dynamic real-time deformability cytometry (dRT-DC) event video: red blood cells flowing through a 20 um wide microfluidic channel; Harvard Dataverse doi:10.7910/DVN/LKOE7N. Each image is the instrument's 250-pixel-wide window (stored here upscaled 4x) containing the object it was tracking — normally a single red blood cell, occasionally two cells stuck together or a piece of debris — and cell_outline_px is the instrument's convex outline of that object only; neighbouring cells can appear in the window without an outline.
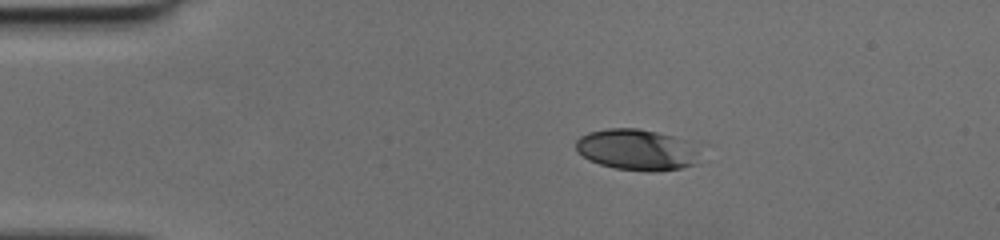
{"species": "human", "species_latin": "Homo sapiens", "temperature_condition": "cold", "stored_images_in_passage": 40, "camera_frame_rate_fps": 3000, "um_per_image_px": 0.085, "donor": {"sex": "female"}, "frame": {"image": 1, "passage_image": 1, "time_ms": 0.0, "image_size_px": [1000, 240], "cell_outline_px": [[696, 164], [680, 168], [656, 172], [648, 172], [616, 168], [600, 164], [588, 160], [576, 148], [576, 140], [580, 136], [588, 132], [608, 128], [636, 128], [656, 132], [672, 136], [696, 152]], "centroid_in_image_um": [54.01, 12.74], "position_along_channel_um": 31.0, "area_um2": 28.84}}
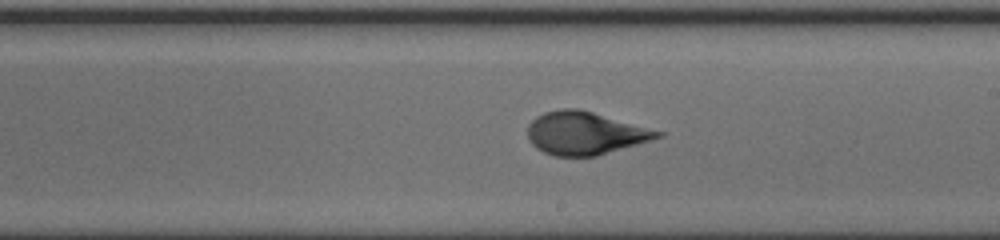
{"frame": {"image": 2, "passage_image": 20, "time_ms": 6.333, "image_size_px": [1000, 240], "cell_outline_px": [[664, 136], [596, 156], [552, 156], [536, 148], [532, 144], [528, 136], [528, 124], [536, 116], [544, 112], [560, 108], [576, 108], [592, 112], [664, 132]], "centroid_in_image_um": [49.69, 11.32], "position_along_channel_um": 239.3, "area_um2": 32.25}}
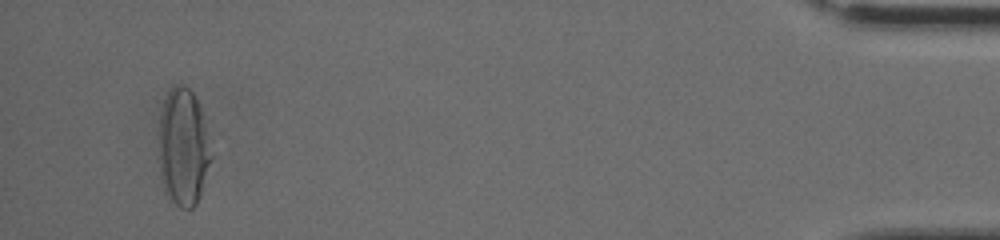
{"frame": {"image": 3, "passage_image": 38, "time_ms": 12.333, "image_size_px": [1000, 240], "cell_outline_px": [[212, 156], [200, 196], [196, 204], [192, 208], [180, 208], [164, 192], [160, 176], [160, 116], [164, 100], [168, 92], [176, 84], [184, 84], [192, 92], [200, 108]], "centroid_in_image_um": [15.57, 12.54], "position_along_channel_um": 419.6, "area_um2": 35.32}}